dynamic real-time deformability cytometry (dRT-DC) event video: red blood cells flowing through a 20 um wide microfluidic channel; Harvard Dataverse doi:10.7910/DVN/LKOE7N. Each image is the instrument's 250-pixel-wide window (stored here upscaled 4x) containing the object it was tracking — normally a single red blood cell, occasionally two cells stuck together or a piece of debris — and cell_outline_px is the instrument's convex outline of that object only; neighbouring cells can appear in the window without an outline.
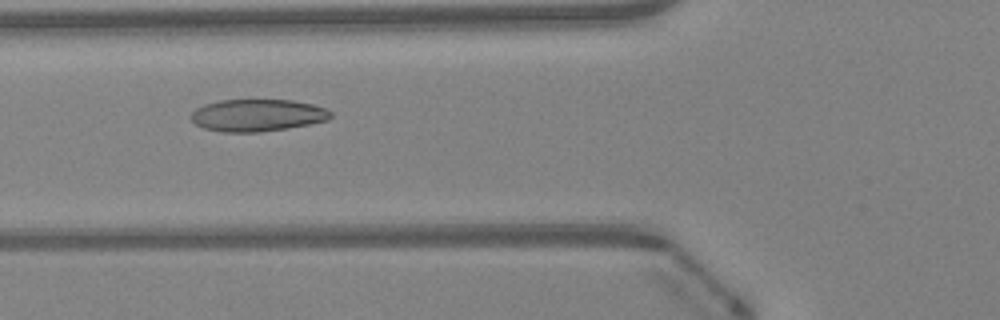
{"species": "Egyptian fruit bat (a non-hibernating species)", "species_latin": "Rousettus aegyptiacus", "temperature_condition": "warm", "stored_images_in_passage": 45, "camera_frame_rate_fps": 3000, "um_per_image_px": 0.085, "animal": {"sex": "female"}, "frame": {"image": 1, "passage_image": 16, "time_ms": 5.0, "image_size_px": [1000, 320], "cell_outline_px": [[332, 116], [328, 120], [288, 128], [260, 132], [224, 132], [204, 128], [196, 124], [192, 120], [192, 112], [196, 108], [204, 104], [220, 100], [292, 100], [312, 104], [328, 108], [332, 112]], "centroid_in_image_um": [21.91, 9.79], "position_along_channel_um": 103.9, "area_um2": 26.18}}
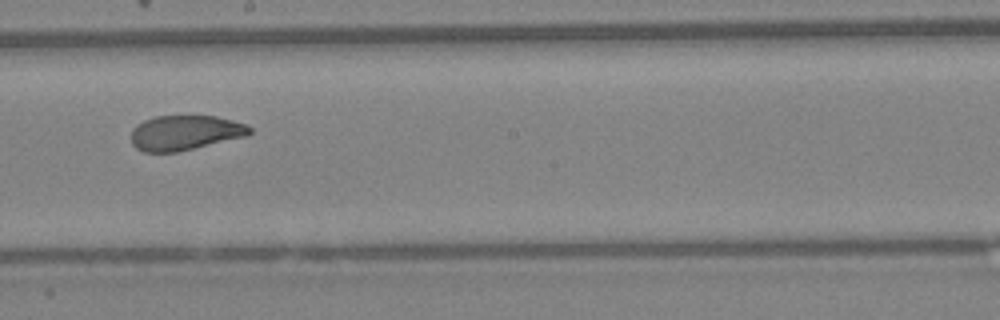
{"frame": {"image": 2, "passage_image": 25, "time_ms": 8.0, "image_size_px": [1000, 320], "cell_outline_px": [[252, 132], [248, 136], [176, 152], [144, 152], [136, 148], [132, 144], [132, 128], [136, 124], [144, 120], [156, 116], [216, 116], [248, 124], [252, 128]], "centroid_in_image_um": [15.75, 11.28], "position_along_channel_um": 232.5, "area_um2": 24.22}}
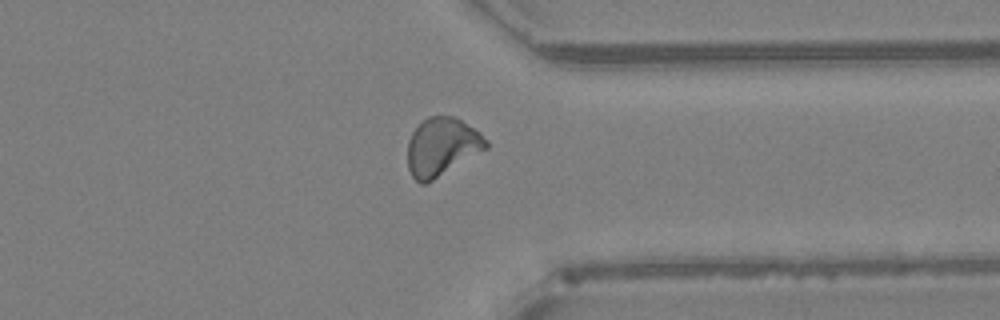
{"frame": {"image": 3, "passage_image": 35, "time_ms": 11.333, "image_size_px": [1000, 320], "cell_outline_px": [[488, 148], [432, 180], [424, 184], [420, 184], [412, 176], [408, 168], [408, 140], [412, 132], [428, 116], [456, 116], [480, 132], [488, 140]], "centroid_in_image_um": [37.57, 12.46], "position_along_channel_um": 373.8, "area_um2": 26.47}, "authors_computed_cell_mechanics": {"area_um2": 25.721, "velocity_mm_per_s": 4.3235, "shape_relaxation_time_tau1_ms": 5.843, "shape_relaxation_time_tau2_ms": 0.9182, "deformation_change_tau1": 0.1724, "deformation_change_tau2": 0.0699}}